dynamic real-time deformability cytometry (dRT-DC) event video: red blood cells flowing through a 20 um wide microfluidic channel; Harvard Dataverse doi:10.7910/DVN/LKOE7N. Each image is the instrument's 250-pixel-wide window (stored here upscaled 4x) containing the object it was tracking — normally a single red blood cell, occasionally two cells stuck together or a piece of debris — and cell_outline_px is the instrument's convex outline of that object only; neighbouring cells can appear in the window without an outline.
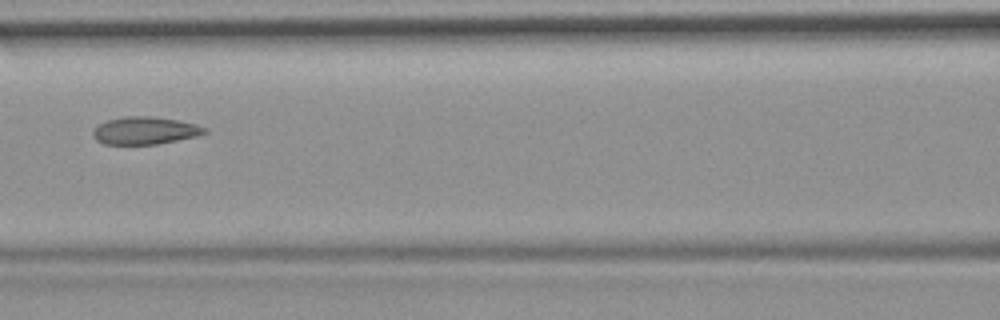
{"species": "common noctule bat (a hibernating species)", "species_latin": "Nyctalus noctula", "temperature_condition": "room temperature", "stored_images_in_passage": 7, "camera_frame_rate_fps": 3000, "um_per_image_px": 0.085, "animal": {"sex": "female", "body_mass_g": 19.9}, "frame": {"image": 1, "passage_image": 5, "time_ms": 1.333, "image_size_px": [1000, 320], "cell_outline_px": [[208, 132], [196, 136], [156, 144], [104, 144], [96, 140], [92, 136], [92, 128], [108, 120], [124, 116], [152, 116], [176, 120], [196, 124], [208, 128]], "centroid_in_image_um": [12.3, 11.09], "position_along_channel_um": 154.3, "area_um2": 17.92}}
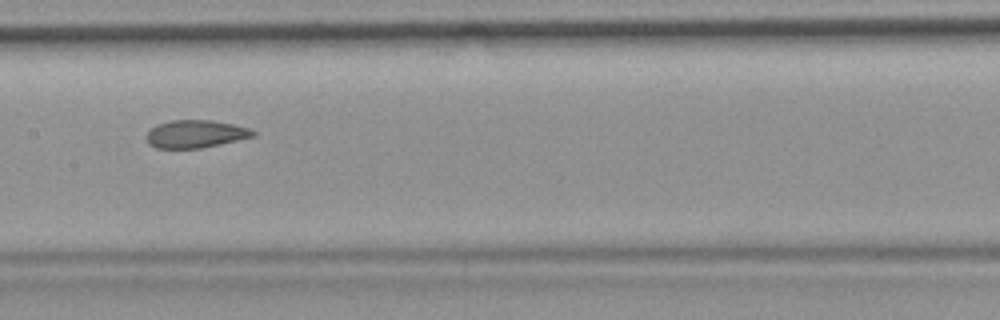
{"frame": {"image": 2, "passage_image": 6, "time_ms": 1.667, "image_size_px": [1000, 320], "cell_outline_px": [[256, 136], [200, 148], [156, 148], [148, 144], [144, 136], [156, 124], [172, 120], [212, 120], [232, 124], [248, 128], [256, 132]], "centroid_in_image_um": [16.58, 11.38], "position_along_channel_um": 190.8, "area_um2": 17.22}}